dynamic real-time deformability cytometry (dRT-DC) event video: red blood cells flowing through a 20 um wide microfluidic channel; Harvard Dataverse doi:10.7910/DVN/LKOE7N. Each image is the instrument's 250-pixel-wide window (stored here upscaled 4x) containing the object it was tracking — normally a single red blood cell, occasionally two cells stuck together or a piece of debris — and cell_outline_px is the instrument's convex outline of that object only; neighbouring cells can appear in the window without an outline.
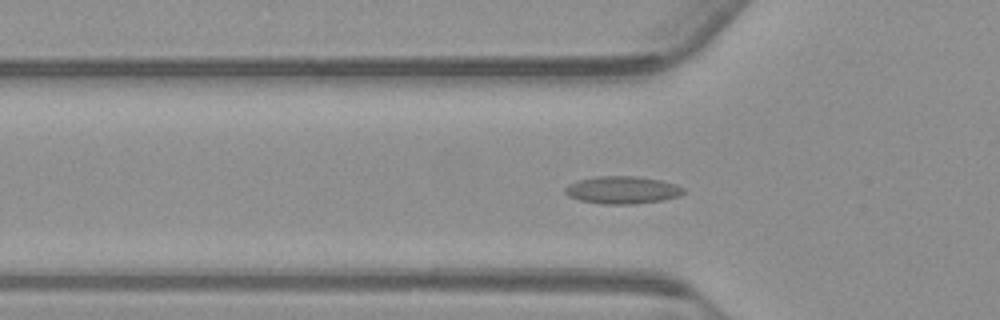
{"species": "common noctule bat (a hibernating species)", "species_latin": "Nyctalus noctula", "temperature_condition": "warm", "stored_images_in_passage": 55, "camera_frame_rate_fps": 3000, "um_per_image_px": 0.085, "animal": {"sex": "male", "body_mass_g": 23.1, "forearm_length_mm": 52.7}, "frame": {"image": 1, "passage_image": 17, "time_ms": 5.333, "image_size_px": [1000, 320], "cell_outline_px": [[688, 192], [680, 196], [660, 200], [632, 204], [600, 204], [580, 200], [568, 196], [564, 192], [564, 188], [568, 184], [580, 180], [596, 176], [636, 176], [660, 180], [676, 184], [684, 188]], "centroid_in_image_um": [52.91, 16.15], "position_along_channel_um": 72.9, "area_um2": 19.07}}
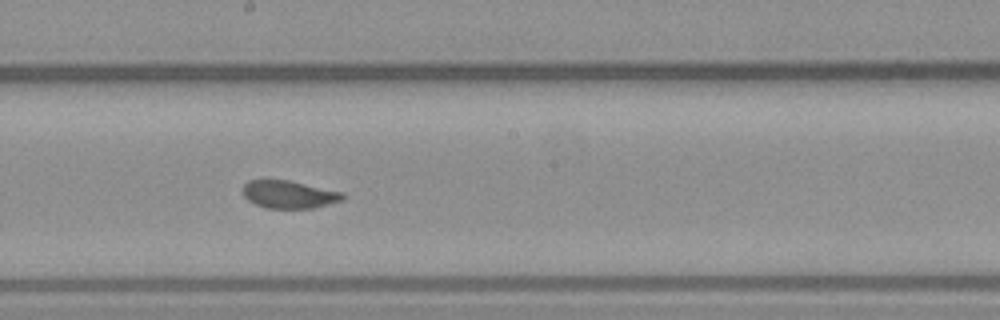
{"frame": {"image": 2, "passage_image": 29, "time_ms": 9.333, "image_size_px": [1000, 320], "cell_outline_px": [[344, 200], [312, 208], [268, 208], [256, 204], [248, 200], [244, 196], [244, 184], [248, 180], [288, 180], [344, 192]], "centroid_in_image_um": [24.59, 16.52], "position_along_channel_um": 223.6, "area_um2": 16.01}}
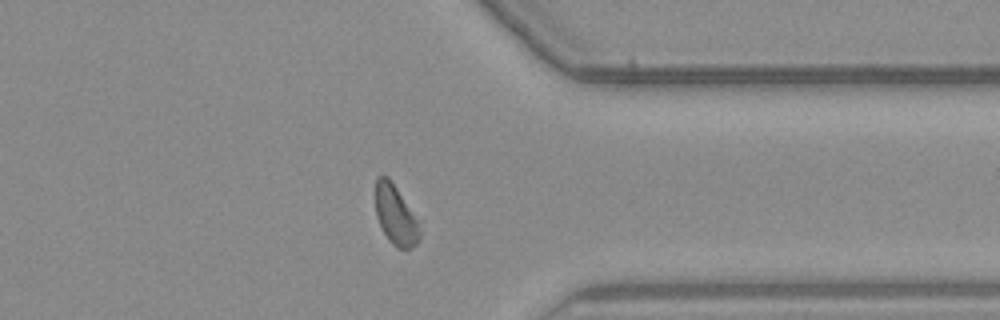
{"frame": {"image": 3, "passage_image": 42, "time_ms": 13.667, "image_size_px": [1000, 320], "cell_outline_px": [[420, 240], [416, 244], [408, 248], [400, 248], [392, 244], [388, 240], [376, 216], [376, 176], [388, 176], [396, 188], [416, 220], [420, 232]], "centroid_in_image_um": [33.59, 18.29], "position_along_channel_um": 377.8, "area_um2": 14.74}, "authors_computed_cell_mechanics": {"area_um2": 16.9932, "velocity_mm_per_s": 3.744, "shape_relaxation_time_tau1_ms": 8.9933, "shape_relaxation_time_tau2_ms": 0.7355, "deformation_change_tau1": 0.1573, "deformation_change_tau2": 0.0566}}